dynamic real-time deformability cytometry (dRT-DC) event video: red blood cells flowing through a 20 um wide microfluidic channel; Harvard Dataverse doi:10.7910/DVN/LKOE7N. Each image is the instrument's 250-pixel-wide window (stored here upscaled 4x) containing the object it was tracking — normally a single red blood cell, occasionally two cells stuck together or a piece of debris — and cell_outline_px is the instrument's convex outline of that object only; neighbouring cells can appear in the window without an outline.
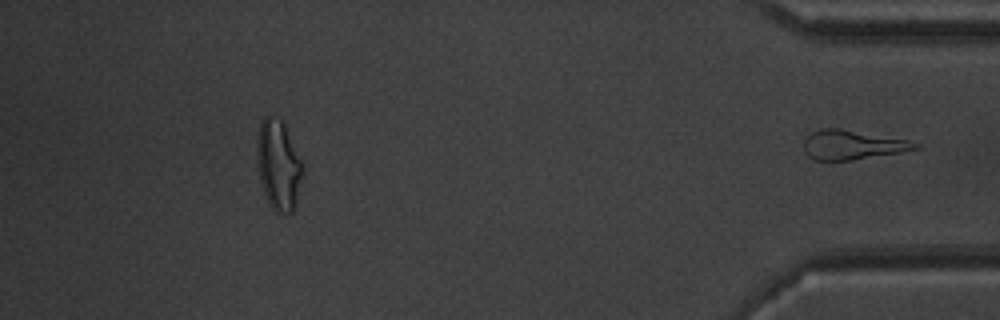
{"species": "common noctule bat (a hibernating species)", "species_latin": "Nyctalus noctula", "temperature_condition": "warm", "stored_images_in_passage": 46, "segment_of_instrument_passage": [2, 2], "camera_frame_rate_fps": 3000, "um_per_image_px": 0.085, "animal": {"sex": "male", "body_mass_g": 20.1, "forearm_length_mm": 53.5}, "frame": {"image": 1, "passage_image": 46, "time_ms": 15.0, "image_size_px": [1000, 320], "cell_outline_px": [[920, 148], [900, 152], [852, 160], [816, 160], [808, 156], [804, 152], [804, 140], [812, 132], [820, 128], [840, 128], [908, 140], [920, 144]], "centroid_in_image_um": [72.43, 12.31], "position_along_channel_um": 362.8, "area_um2": 18.96}}